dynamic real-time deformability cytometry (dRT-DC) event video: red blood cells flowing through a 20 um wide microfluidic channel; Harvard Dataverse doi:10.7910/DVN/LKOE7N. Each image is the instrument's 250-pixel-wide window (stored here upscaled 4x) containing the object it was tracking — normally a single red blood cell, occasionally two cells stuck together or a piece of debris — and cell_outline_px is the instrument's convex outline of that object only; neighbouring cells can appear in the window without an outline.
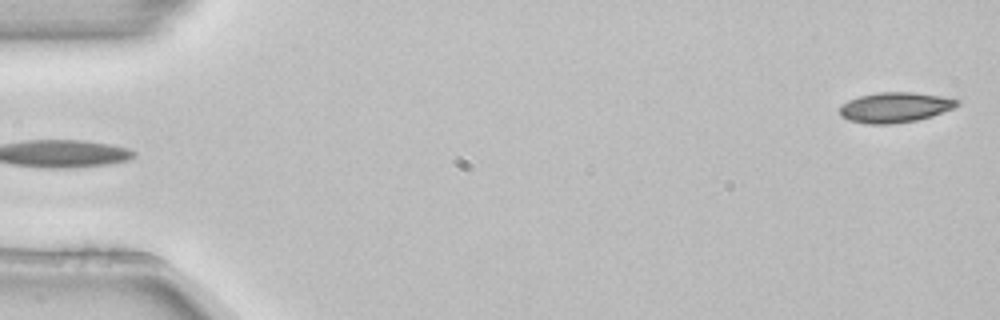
{"species": "common noctule bat (a hibernating species)", "species_latin": "Nyctalus noctula", "temperature_condition": "room temperature", "stored_images_in_passage": 4, "camera_frame_rate_fps": 3000, "um_per_image_px": 0.085, "animal": {"sex": "female", "body_mass_g": 22.7, "forearm_length_mm": 54.2}, "frame": {"image": 1, "passage_image": 4, "time_ms": 1.0, "image_size_px": [1000, 320], "cell_outline_px": [[960, 104], [952, 108], [932, 116], [916, 120], [892, 124], [868, 124], [848, 120], [840, 116], [840, 108], [848, 100], [860, 96], [876, 92], [912, 92], [940, 96], [960, 100]], "centroid_in_image_um": [76.06, 9.13], "position_along_channel_um": 8.9, "area_um2": 20.58}}